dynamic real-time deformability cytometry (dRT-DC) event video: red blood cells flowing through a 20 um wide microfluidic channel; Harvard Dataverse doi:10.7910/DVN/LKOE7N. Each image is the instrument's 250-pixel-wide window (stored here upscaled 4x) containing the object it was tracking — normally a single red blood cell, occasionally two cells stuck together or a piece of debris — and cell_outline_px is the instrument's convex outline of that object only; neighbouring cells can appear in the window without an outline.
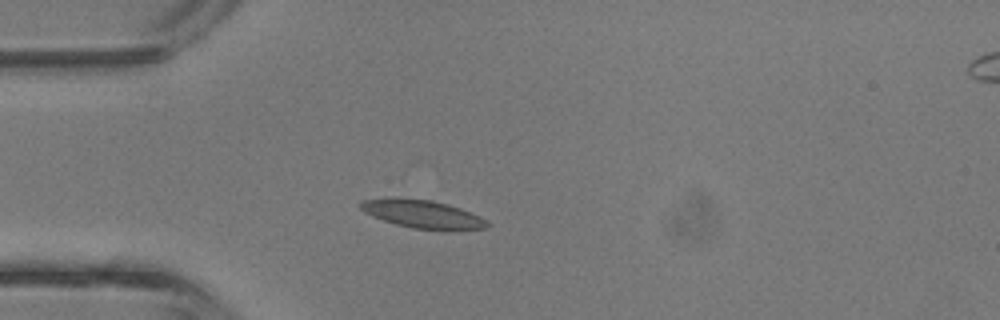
{"species": "common noctule bat (a hibernating species)", "species_latin": "Nyctalus noctula", "temperature_condition": "room temperature", "stored_images_in_passage": 26, "camera_frame_rate_fps": 3000, "um_per_image_px": 0.085, "animal": {"sex": "male", "body_mass_g": 13.3}, "frame": {"image": 1, "passage_image": 3, "time_ms": 0.667, "image_size_px": [1000, 320], "cell_outline_px": [[488, 224], [484, 228], [452, 232], [412, 228], [396, 224], [372, 216], [364, 212], [360, 208], [360, 204], [364, 200], [432, 200], [448, 204], [460, 208], [480, 216], [488, 220]], "centroid_in_image_um": [36.05, 18.27], "position_along_channel_um": 48.9, "area_um2": 20.35}}
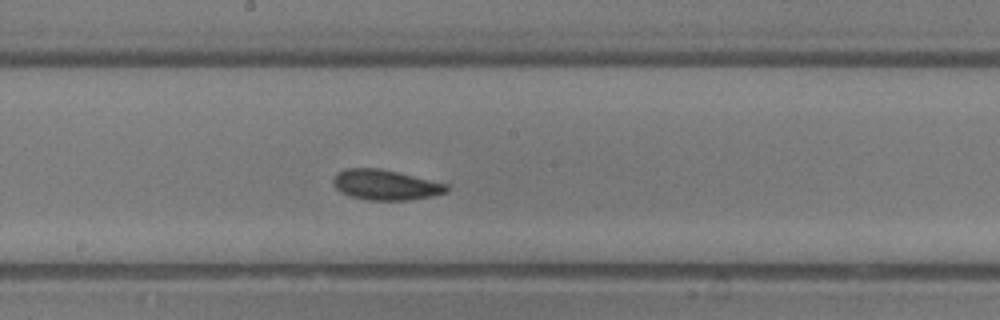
{"frame": {"image": 2, "passage_image": 14, "time_ms": 4.333, "image_size_px": [1000, 320], "cell_outline_px": [[448, 192], [432, 196], [408, 200], [368, 200], [352, 196], [340, 192], [332, 184], [332, 180], [336, 172], [348, 168], [380, 168], [448, 184]], "centroid_in_image_um": [32.74, 15.71], "position_along_channel_um": 215.5, "area_um2": 20.0}}
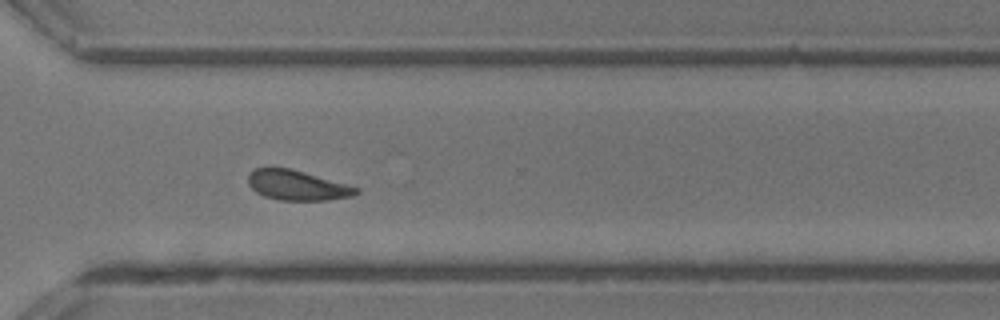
{"frame": {"image": 3, "passage_image": 22, "time_ms": 7.0, "image_size_px": [1000, 320], "cell_outline_px": [[360, 192], [352, 196], [328, 200], [280, 200], [264, 196], [256, 192], [248, 184], [248, 176], [256, 168], [292, 168], [360, 188]], "centroid_in_image_um": [25.28, 15.75], "position_along_channel_um": 345.3, "area_um2": 18.79}, "authors_computed_cell_mechanics": {"area_um2": 19.7965, "velocity_mm_per_s": 4.881, "shape_relaxation_time_tau1_ms": 2.391, "shape_relaxation_time_tau2_ms": 3.8928, "deformation_change_tau1": 0.1062, "deformation_change_tau2": 0.1093}}